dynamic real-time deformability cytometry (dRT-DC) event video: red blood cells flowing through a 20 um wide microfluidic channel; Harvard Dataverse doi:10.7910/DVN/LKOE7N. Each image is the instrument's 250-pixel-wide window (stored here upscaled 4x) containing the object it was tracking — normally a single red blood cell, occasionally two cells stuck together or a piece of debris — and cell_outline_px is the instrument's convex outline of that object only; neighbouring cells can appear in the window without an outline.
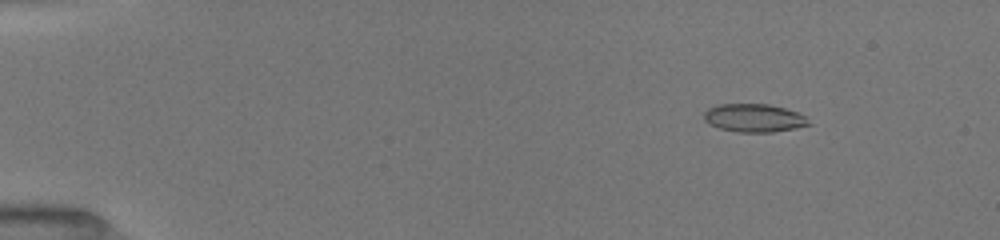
{"species": "common noctule bat (a hibernating species)", "species_latin": "Nyctalus noctula", "temperature_condition": "room temperature", "stored_images_in_passage": 52, "camera_frame_rate_fps": 3000, "um_per_image_px": 0.085, "animal": {"sex": "female", "body_mass_g": 19.5, "forearm_length_mm": 54.1}, "frame": {"image": 1, "passage_image": 7, "time_ms": 2.0, "image_size_px": [1000, 240], "cell_outline_px": [[812, 124], [796, 128], [772, 132], [736, 132], [720, 128], [708, 124], [704, 120], [704, 112], [708, 108], [716, 104], [768, 104], [784, 108], [808, 116]], "centroid_in_image_um": [64.1, 10.03], "position_along_channel_um": 20.9, "area_um2": 17.4}}
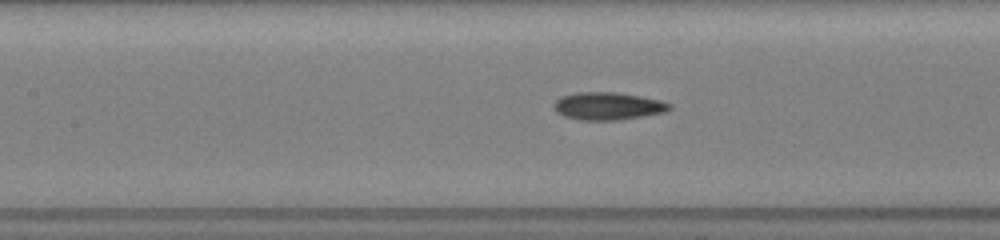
{"frame": {"image": 2, "passage_image": 25, "time_ms": 8.0, "image_size_px": [1000, 240], "cell_outline_px": [[672, 108], [664, 112], [620, 120], [580, 120], [564, 116], [556, 112], [552, 104], [560, 96], [576, 92], [616, 92], [640, 96], [660, 100], [672, 104]], "centroid_in_image_um": [51.64, 9.01], "position_along_channel_um": 155.8, "area_um2": 18.73}}
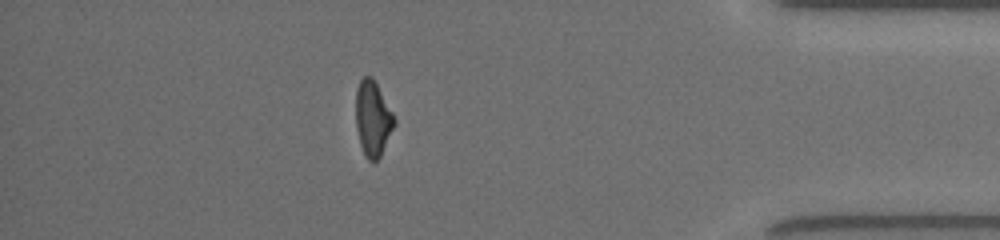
{"frame": {"image": 3, "passage_image": 46, "time_ms": 15.0, "image_size_px": [1000, 240], "cell_outline_px": [[396, 124], [380, 156], [376, 160], [368, 160], [364, 156], [360, 144], [356, 128], [356, 88], [360, 80], [364, 76], [372, 76], [392, 112], [396, 120]], "centroid_in_image_um": [31.68, 10.08], "position_along_channel_um": 403.5, "area_um2": 16.82}, "authors_computed_cell_mechanics": {"area_um2": 17.4845, "velocity_mm_per_s": 4.0347, "shape_relaxation_time_tau1_ms": 4.0621, "shape_relaxation_time_tau2_ms": 2.7562, "deformation_change_tau1": 0.1461, "deformation_change_tau2": 0.1042}}